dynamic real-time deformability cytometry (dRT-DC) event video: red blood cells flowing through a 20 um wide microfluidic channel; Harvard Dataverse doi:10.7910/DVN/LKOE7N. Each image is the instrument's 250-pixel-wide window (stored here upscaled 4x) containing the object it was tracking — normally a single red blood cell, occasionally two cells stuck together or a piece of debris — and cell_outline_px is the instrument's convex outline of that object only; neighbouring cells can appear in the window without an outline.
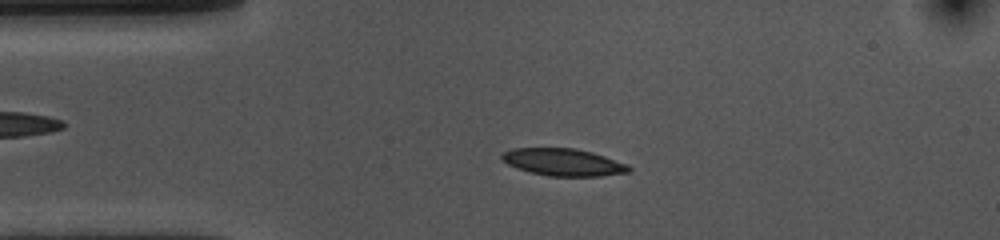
{"species": "common noctule bat (a hibernating species)", "species_latin": "Nyctalus noctula", "temperature_condition": "cold", "stored_images_in_passage": 53, "camera_frame_rate_fps": 3000, "um_per_image_px": 0.085, "animal": {"sex": "female", "body_mass_g": 10.0, "forearm_length_mm": 53.1}, "frame": {"image": 1, "passage_image": 10, "time_ms": 3.0, "image_size_px": [1000, 240], "cell_outline_px": [[632, 168], [628, 172], [600, 176], [548, 176], [516, 168], [508, 164], [500, 156], [504, 152], [512, 148], [576, 148], [592, 152], [628, 164]], "centroid_in_image_um": [47.89, 13.78], "position_along_channel_um": 37.1, "area_um2": 20.06}}
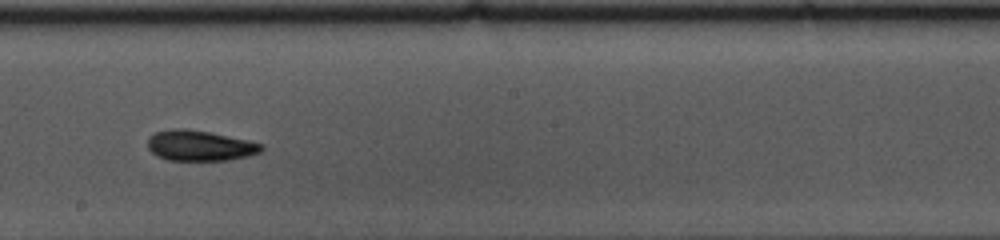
{"frame": {"image": 2, "passage_image": 28, "time_ms": 9.0, "image_size_px": [1000, 240], "cell_outline_px": [[264, 148], [260, 152], [248, 156], [228, 160], [168, 160], [156, 156], [148, 148], [148, 136], [156, 132], [176, 128], [184, 128], [212, 132], [248, 140], [264, 144]], "centroid_in_image_um": [16.99, 12.37], "position_along_channel_um": 231.2, "area_um2": 20.35}}
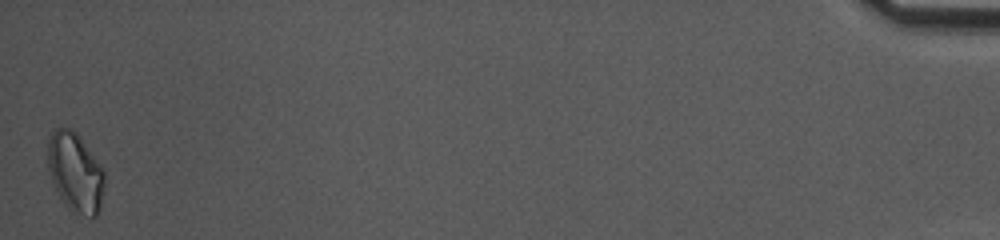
{"frame": {"image": 3, "passage_image": 53, "time_ms": 17.333, "image_size_px": [1000, 240], "cell_outline_px": [[104, 188], [100, 208], [96, 216], [92, 216], [72, 212], [64, 204], [52, 180], [48, 168], [48, 140], [52, 132], [56, 128], [68, 128], [76, 132], [104, 168]], "centroid_in_image_um": [6.42, 14.64], "position_along_channel_um": 428.8, "area_um2": 26.07}, "authors_computed_cell_mechanics": {"area_um2": 19.7098, "velocity_mm_per_s": 3.59, "shape_relaxation_time_tau1_ms": 2.8833, "shape_relaxation_time_tau2_ms": 8.8982, "deformation_change_tau1": 0.1104, "deformation_change_tau2": 0.1598}}